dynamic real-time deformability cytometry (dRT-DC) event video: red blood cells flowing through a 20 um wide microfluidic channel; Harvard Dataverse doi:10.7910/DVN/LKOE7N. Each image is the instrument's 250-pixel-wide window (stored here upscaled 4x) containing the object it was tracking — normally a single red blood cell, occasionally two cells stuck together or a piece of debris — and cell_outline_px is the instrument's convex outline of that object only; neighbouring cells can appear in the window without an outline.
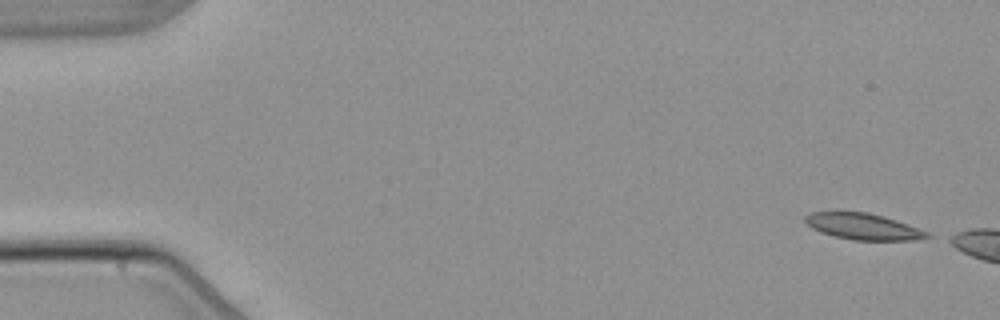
{"species": "common noctule bat (a hibernating species)", "species_latin": "Nyctalus noctula", "temperature_condition": "warm", "stored_images_in_passage": 4, "camera_frame_rate_fps": 3000, "um_per_image_px": 0.085, "animal": {"sex": "male", "body_mass_g": 21.5, "forearm_length_mm": 52.0}, "frame": {"image": 1, "passage_image": 1, "time_ms": 0.0, "image_size_px": [1000, 320], "cell_outline_px": [[936, 236], [912, 240], [852, 240], [820, 232], [812, 228], [804, 220], [804, 216], [812, 212], [868, 212], [884, 216], [908, 224], [928, 232]], "centroid_in_image_um": [73.4, 19.25], "position_along_channel_um": 11.6, "area_um2": 18.61}}